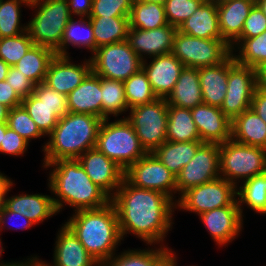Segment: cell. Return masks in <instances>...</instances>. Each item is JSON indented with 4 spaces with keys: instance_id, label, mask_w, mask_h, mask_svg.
Listing matches in <instances>:
<instances>
[{
    "instance_id": "1",
    "label": "cell",
    "mask_w": 266,
    "mask_h": 266,
    "mask_svg": "<svg viewBox=\"0 0 266 266\" xmlns=\"http://www.w3.org/2000/svg\"><path fill=\"white\" fill-rule=\"evenodd\" d=\"M111 202L117 212L123 240L127 234H132L146 245L165 246L163 242L172 229V217L176 211V204L169 196L135 187L124 178Z\"/></svg>"
},
{
    "instance_id": "2",
    "label": "cell",
    "mask_w": 266,
    "mask_h": 266,
    "mask_svg": "<svg viewBox=\"0 0 266 266\" xmlns=\"http://www.w3.org/2000/svg\"><path fill=\"white\" fill-rule=\"evenodd\" d=\"M42 168L51 170L48 187L56 196L53 203L58 214L65 205L78 211L101 208L111 202V197L91 181L77 159L56 160Z\"/></svg>"
},
{
    "instance_id": "3",
    "label": "cell",
    "mask_w": 266,
    "mask_h": 266,
    "mask_svg": "<svg viewBox=\"0 0 266 266\" xmlns=\"http://www.w3.org/2000/svg\"><path fill=\"white\" fill-rule=\"evenodd\" d=\"M73 212L65 225L100 265L116 254L123 239L112 202L101 208Z\"/></svg>"
},
{
    "instance_id": "4",
    "label": "cell",
    "mask_w": 266,
    "mask_h": 266,
    "mask_svg": "<svg viewBox=\"0 0 266 266\" xmlns=\"http://www.w3.org/2000/svg\"><path fill=\"white\" fill-rule=\"evenodd\" d=\"M103 119L96 115L69 112L58 120L42 146L43 164L60 159H78L96 146Z\"/></svg>"
},
{
    "instance_id": "5",
    "label": "cell",
    "mask_w": 266,
    "mask_h": 266,
    "mask_svg": "<svg viewBox=\"0 0 266 266\" xmlns=\"http://www.w3.org/2000/svg\"><path fill=\"white\" fill-rule=\"evenodd\" d=\"M35 14L28 21L27 32L33 44L47 47L61 56V40L67 22L73 17L67 0H38L30 3Z\"/></svg>"
},
{
    "instance_id": "6",
    "label": "cell",
    "mask_w": 266,
    "mask_h": 266,
    "mask_svg": "<svg viewBox=\"0 0 266 266\" xmlns=\"http://www.w3.org/2000/svg\"><path fill=\"white\" fill-rule=\"evenodd\" d=\"M109 119H104L100 125L95 148L125 172L147 152L125 116L122 119L118 117L113 122Z\"/></svg>"
},
{
    "instance_id": "7",
    "label": "cell",
    "mask_w": 266,
    "mask_h": 266,
    "mask_svg": "<svg viewBox=\"0 0 266 266\" xmlns=\"http://www.w3.org/2000/svg\"><path fill=\"white\" fill-rule=\"evenodd\" d=\"M220 177L235 187L253 176L266 170V149L253 147L233 141L232 139L219 144Z\"/></svg>"
},
{
    "instance_id": "8",
    "label": "cell",
    "mask_w": 266,
    "mask_h": 266,
    "mask_svg": "<svg viewBox=\"0 0 266 266\" xmlns=\"http://www.w3.org/2000/svg\"><path fill=\"white\" fill-rule=\"evenodd\" d=\"M125 117L132 125L147 153L167 141L168 103L163 98L129 109Z\"/></svg>"
},
{
    "instance_id": "9",
    "label": "cell",
    "mask_w": 266,
    "mask_h": 266,
    "mask_svg": "<svg viewBox=\"0 0 266 266\" xmlns=\"http://www.w3.org/2000/svg\"><path fill=\"white\" fill-rule=\"evenodd\" d=\"M171 53L184 67L200 68L222 63L232 50L222 39H202L177 30Z\"/></svg>"
},
{
    "instance_id": "10",
    "label": "cell",
    "mask_w": 266,
    "mask_h": 266,
    "mask_svg": "<svg viewBox=\"0 0 266 266\" xmlns=\"http://www.w3.org/2000/svg\"><path fill=\"white\" fill-rule=\"evenodd\" d=\"M90 60L94 74L122 82L138 72L143 62L127 41L98 47Z\"/></svg>"
},
{
    "instance_id": "11",
    "label": "cell",
    "mask_w": 266,
    "mask_h": 266,
    "mask_svg": "<svg viewBox=\"0 0 266 266\" xmlns=\"http://www.w3.org/2000/svg\"><path fill=\"white\" fill-rule=\"evenodd\" d=\"M258 85L259 71L238 64L231 54L228 57L227 91L221 111L232 121L251 108L253 94Z\"/></svg>"
},
{
    "instance_id": "12",
    "label": "cell",
    "mask_w": 266,
    "mask_h": 266,
    "mask_svg": "<svg viewBox=\"0 0 266 266\" xmlns=\"http://www.w3.org/2000/svg\"><path fill=\"white\" fill-rule=\"evenodd\" d=\"M21 105L46 137L58 120L69 113L67 96L56 92L44 82L35 85L33 93L23 98Z\"/></svg>"
},
{
    "instance_id": "13",
    "label": "cell",
    "mask_w": 266,
    "mask_h": 266,
    "mask_svg": "<svg viewBox=\"0 0 266 266\" xmlns=\"http://www.w3.org/2000/svg\"><path fill=\"white\" fill-rule=\"evenodd\" d=\"M235 199L236 187L219 176L212 181L187 189L175 204L176 209L193 212L199 216L204 212L229 206Z\"/></svg>"
},
{
    "instance_id": "14",
    "label": "cell",
    "mask_w": 266,
    "mask_h": 266,
    "mask_svg": "<svg viewBox=\"0 0 266 266\" xmlns=\"http://www.w3.org/2000/svg\"><path fill=\"white\" fill-rule=\"evenodd\" d=\"M124 178L133 186L156 190L169 196L175 203L177 194L176 177L156 158L147 153L133 163L125 172ZM175 195V196H174Z\"/></svg>"
},
{
    "instance_id": "15",
    "label": "cell",
    "mask_w": 266,
    "mask_h": 266,
    "mask_svg": "<svg viewBox=\"0 0 266 266\" xmlns=\"http://www.w3.org/2000/svg\"><path fill=\"white\" fill-rule=\"evenodd\" d=\"M219 144L203 143L192 160L176 176L177 194L187 189L212 181L220 176Z\"/></svg>"
},
{
    "instance_id": "16",
    "label": "cell",
    "mask_w": 266,
    "mask_h": 266,
    "mask_svg": "<svg viewBox=\"0 0 266 266\" xmlns=\"http://www.w3.org/2000/svg\"><path fill=\"white\" fill-rule=\"evenodd\" d=\"M199 218L219 247L227 246L237 239L244 224L237 198L229 206L204 212Z\"/></svg>"
},
{
    "instance_id": "17",
    "label": "cell",
    "mask_w": 266,
    "mask_h": 266,
    "mask_svg": "<svg viewBox=\"0 0 266 266\" xmlns=\"http://www.w3.org/2000/svg\"><path fill=\"white\" fill-rule=\"evenodd\" d=\"M177 30L178 28L170 24L151 30L129 28L126 41L134 52L145 60L171 53Z\"/></svg>"
},
{
    "instance_id": "18",
    "label": "cell",
    "mask_w": 266,
    "mask_h": 266,
    "mask_svg": "<svg viewBox=\"0 0 266 266\" xmlns=\"http://www.w3.org/2000/svg\"><path fill=\"white\" fill-rule=\"evenodd\" d=\"M93 183L112 197L124 179V170L96 148L77 159Z\"/></svg>"
},
{
    "instance_id": "19",
    "label": "cell",
    "mask_w": 266,
    "mask_h": 266,
    "mask_svg": "<svg viewBox=\"0 0 266 266\" xmlns=\"http://www.w3.org/2000/svg\"><path fill=\"white\" fill-rule=\"evenodd\" d=\"M70 60V56L55 55L49 64L44 80L47 86L66 96L77 88L92 71L90 58L85 59L81 64H75Z\"/></svg>"
},
{
    "instance_id": "20",
    "label": "cell",
    "mask_w": 266,
    "mask_h": 266,
    "mask_svg": "<svg viewBox=\"0 0 266 266\" xmlns=\"http://www.w3.org/2000/svg\"><path fill=\"white\" fill-rule=\"evenodd\" d=\"M190 111L201 142L222 144L231 139L232 121L219 107L202 103Z\"/></svg>"
},
{
    "instance_id": "21",
    "label": "cell",
    "mask_w": 266,
    "mask_h": 266,
    "mask_svg": "<svg viewBox=\"0 0 266 266\" xmlns=\"http://www.w3.org/2000/svg\"><path fill=\"white\" fill-rule=\"evenodd\" d=\"M143 60L142 68L157 98L166 99L173 90L179 75L184 68L183 63L172 53Z\"/></svg>"
},
{
    "instance_id": "22",
    "label": "cell",
    "mask_w": 266,
    "mask_h": 266,
    "mask_svg": "<svg viewBox=\"0 0 266 266\" xmlns=\"http://www.w3.org/2000/svg\"><path fill=\"white\" fill-rule=\"evenodd\" d=\"M57 233L53 253V264L42 262L46 266H101L81 244L74 233L62 223Z\"/></svg>"
},
{
    "instance_id": "23",
    "label": "cell",
    "mask_w": 266,
    "mask_h": 266,
    "mask_svg": "<svg viewBox=\"0 0 266 266\" xmlns=\"http://www.w3.org/2000/svg\"><path fill=\"white\" fill-rule=\"evenodd\" d=\"M216 2L222 40L231 46L241 36L245 19L254 4L247 0H216Z\"/></svg>"
},
{
    "instance_id": "24",
    "label": "cell",
    "mask_w": 266,
    "mask_h": 266,
    "mask_svg": "<svg viewBox=\"0 0 266 266\" xmlns=\"http://www.w3.org/2000/svg\"><path fill=\"white\" fill-rule=\"evenodd\" d=\"M67 102L69 112L102 118L101 77L91 71L82 83L67 95Z\"/></svg>"
},
{
    "instance_id": "25",
    "label": "cell",
    "mask_w": 266,
    "mask_h": 266,
    "mask_svg": "<svg viewBox=\"0 0 266 266\" xmlns=\"http://www.w3.org/2000/svg\"><path fill=\"white\" fill-rule=\"evenodd\" d=\"M5 207L9 211L17 212L27 217L35 225L43 223L47 218L57 214L53 197L43 194H18L6 196Z\"/></svg>"
},
{
    "instance_id": "26",
    "label": "cell",
    "mask_w": 266,
    "mask_h": 266,
    "mask_svg": "<svg viewBox=\"0 0 266 266\" xmlns=\"http://www.w3.org/2000/svg\"><path fill=\"white\" fill-rule=\"evenodd\" d=\"M178 31L202 39H222L216 0H206L180 25Z\"/></svg>"
},
{
    "instance_id": "27",
    "label": "cell",
    "mask_w": 266,
    "mask_h": 266,
    "mask_svg": "<svg viewBox=\"0 0 266 266\" xmlns=\"http://www.w3.org/2000/svg\"><path fill=\"white\" fill-rule=\"evenodd\" d=\"M168 106L192 109L203 103L198 68L184 67L168 97Z\"/></svg>"
},
{
    "instance_id": "28",
    "label": "cell",
    "mask_w": 266,
    "mask_h": 266,
    "mask_svg": "<svg viewBox=\"0 0 266 266\" xmlns=\"http://www.w3.org/2000/svg\"><path fill=\"white\" fill-rule=\"evenodd\" d=\"M203 103L221 108L227 91L228 58L215 66L198 68Z\"/></svg>"
},
{
    "instance_id": "29",
    "label": "cell",
    "mask_w": 266,
    "mask_h": 266,
    "mask_svg": "<svg viewBox=\"0 0 266 266\" xmlns=\"http://www.w3.org/2000/svg\"><path fill=\"white\" fill-rule=\"evenodd\" d=\"M231 139L240 144L266 149V123L249 108L232 120Z\"/></svg>"
},
{
    "instance_id": "30",
    "label": "cell",
    "mask_w": 266,
    "mask_h": 266,
    "mask_svg": "<svg viewBox=\"0 0 266 266\" xmlns=\"http://www.w3.org/2000/svg\"><path fill=\"white\" fill-rule=\"evenodd\" d=\"M203 142H173L161 144L153 154L176 177L195 156Z\"/></svg>"
},
{
    "instance_id": "31",
    "label": "cell",
    "mask_w": 266,
    "mask_h": 266,
    "mask_svg": "<svg viewBox=\"0 0 266 266\" xmlns=\"http://www.w3.org/2000/svg\"><path fill=\"white\" fill-rule=\"evenodd\" d=\"M72 17L64 29L61 40V56H71L67 49L71 46L87 49L91 55L96 50V42L89 17Z\"/></svg>"
},
{
    "instance_id": "32",
    "label": "cell",
    "mask_w": 266,
    "mask_h": 266,
    "mask_svg": "<svg viewBox=\"0 0 266 266\" xmlns=\"http://www.w3.org/2000/svg\"><path fill=\"white\" fill-rule=\"evenodd\" d=\"M236 198L242 217L244 205L260 215H266V170L240 183L236 187Z\"/></svg>"
},
{
    "instance_id": "33",
    "label": "cell",
    "mask_w": 266,
    "mask_h": 266,
    "mask_svg": "<svg viewBox=\"0 0 266 266\" xmlns=\"http://www.w3.org/2000/svg\"><path fill=\"white\" fill-rule=\"evenodd\" d=\"M55 55L53 50L33 44L14 67L37 85L44 82L49 64Z\"/></svg>"
},
{
    "instance_id": "34",
    "label": "cell",
    "mask_w": 266,
    "mask_h": 266,
    "mask_svg": "<svg viewBox=\"0 0 266 266\" xmlns=\"http://www.w3.org/2000/svg\"><path fill=\"white\" fill-rule=\"evenodd\" d=\"M230 47L238 64L258 71L266 65V30L253 38H238Z\"/></svg>"
},
{
    "instance_id": "35",
    "label": "cell",
    "mask_w": 266,
    "mask_h": 266,
    "mask_svg": "<svg viewBox=\"0 0 266 266\" xmlns=\"http://www.w3.org/2000/svg\"><path fill=\"white\" fill-rule=\"evenodd\" d=\"M167 141L201 142L190 109L168 106Z\"/></svg>"
},
{
    "instance_id": "36",
    "label": "cell",
    "mask_w": 266,
    "mask_h": 266,
    "mask_svg": "<svg viewBox=\"0 0 266 266\" xmlns=\"http://www.w3.org/2000/svg\"><path fill=\"white\" fill-rule=\"evenodd\" d=\"M96 42V49L102 45L127 40L129 17L89 16Z\"/></svg>"
},
{
    "instance_id": "37",
    "label": "cell",
    "mask_w": 266,
    "mask_h": 266,
    "mask_svg": "<svg viewBox=\"0 0 266 266\" xmlns=\"http://www.w3.org/2000/svg\"><path fill=\"white\" fill-rule=\"evenodd\" d=\"M167 24L164 5L133 1L129 15V28L151 30Z\"/></svg>"
},
{
    "instance_id": "38",
    "label": "cell",
    "mask_w": 266,
    "mask_h": 266,
    "mask_svg": "<svg viewBox=\"0 0 266 266\" xmlns=\"http://www.w3.org/2000/svg\"><path fill=\"white\" fill-rule=\"evenodd\" d=\"M101 93L103 120L111 115L120 116L129 110L122 81L101 77Z\"/></svg>"
},
{
    "instance_id": "39",
    "label": "cell",
    "mask_w": 266,
    "mask_h": 266,
    "mask_svg": "<svg viewBox=\"0 0 266 266\" xmlns=\"http://www.w3.org/2000/svg\"><path fill=\"white\" fill-rule=\"evenodd\" d=\"M148 248V249H147ZM146 249H129L114 254L101 266H154V264L170 249L167 246L147 247Z\"/></svg>"
},
{
    "instance_id": "40",
    "label": "cell",
    "mask_w": 266,
    "mask_h": 266,
    "mask_svg": "<svg viewBox=\"0 0 266 266\" xmlns=\"http://www.w3.org/2000/svg\"><path fill=\"white\" fill-rule=\"evenodd\" d=\"M29 7L27 0L0 1V38L13 37L27 31V24L21 23V7Z\"/></svg>"
},
{
    "instance_id": "41",
    "label": "cell",
    "mask_w": 266,
    "mask_h": 266,
    "mask_svg": "<svg viewBox=\"0 0 266 266\" xmlns=\"http://www.w3.org/2000/svg\"><path fill=\"white\" fill-rule=\"evenodd\" d=\"M124 90L128 108L147 104L157 99L153 92L146 72L141 68L124 82Z\"/></svg>"
},
{
    "instance_id": "42",
    "label": "cell",
    "mask_w": 266,
    "mask_h": 266,
    "mask_svg": "<svg viewBox=\"0 0 266 266\" xmlns=\"http://www.w3.org/2000/svg\"><path fill=\"white\" fill-rule=\"evenodd\" d=\"M7 124L10 129L23 137L28 143L32 139L36 140L45 136L22 105L9 109Z\"/></svg>"
},
{
    "instance_id": "43",
    "label": "cell",
    "mask_w": 266,
    "mask_h": 266,
    "mask_svg": "<svg viewBox=\"0 0 266 266\" xmlns=\"http://www.w3.org/2000/svg\"><path fill=\"white\" fill-rule=\"evenodd\" d=\"M33 45L27 31L13 36L0 38V59L9 66H14Z\"/></svg>"
},
{
    "instance_id": "44",
    "label": "cell",
    "mask_w": 266,
    "mask_h": 266,
    "mask_svg": "<svg viewBox=\"0 0 266 266\" xmlns=\"http://www.w3.org/2000/svg\"><path fill=\"white\" fill-rule=\"evenodd\" d=\"M206 0H166L165 16L168 24L179 28Z\"/></svg>"
},
{
    "instance_id": "45",
    "label": "cell",
    "mask_w": 266,
    "mask_h": 266,
    "mask_svg": "<svg viewBox=\"0 0 266 266\" xmlns=\"http://www.w3.org/2000/svg\"><path fill=\"white\" fill-rule=\"evenodd\" d=\"M133 0H93L90 16L129 17Z\"/></svg>"
},
{
    "instance_id": "46",
    "label": "cell",
    "mask_w": 266,
    "mask_h": 266,
    "mask_svg": "<svg viewBox=\"0 0 266 266\" xmlns=\"http://www.w3.org/2000/svg\"><path fill=\"white\" fill-rule=\"evenodd\" d=\"M266 30V16L258 5H254L245 19L239 38H253Z\"/></svg>"
},
{
    "instance_id": "47",
    "label": "cell",
    "mask_w": 266,
    "mask_h": 266,
    "mask_svg": "<svg viewBox=\"0 0 266 266\" xmlns=\"http://www.w3.org/2000/svg\"><path fill=\"white\" fill-rule=\"evenodd\" d=\"M29 147V143L9 127L0 145V153L9 156H23Z\"/></svg>"
},
{
    "instance_id": "48",
    "label": "cell",
    "mask_w": 266,
    "mask_h": 266,
    "mask_svg": "<svg viewBox=\"0 0 266 266\" xmlns=\"http://www.w3.org/2000/svg\"><path fill=\"white\" fill-rule=\"evenodd\" d=\"M6 81L22 99L32 94L35 88V84L14 66H10Z\"/></svg>"
},
{
    "instance_id": "49",
    "label": "cell",
    "mask_w": 266,
    "mask_h": 266,
    "mask_svg": "<svg viewBox=\"0 0 266 266\" xmlns=\"http://www.w3.org/2000/svg\"><path fill=\"white\" fill-rule=\"evenodd\" d=\"M14 218V219H12ZM19 220V221H22V224H19V225H13V224H10L11 227H12V230H27L31 227H33V225H35L33 222H31L27 217L23 216L22 214H19L17 212H13V211H9L6 207L5 209L3 210V212L0 214V232H2V230H5L6 228L7 229H10L11 228L7 227L8 225L6 224H9L10 223V220ZM17 220V222H18ZM16 222V221H15ZM12 223V222H11ZM14 223V222H13ZM9 225V226H10ZM18 226V227H17ZM6 227V228H5ZM13 227H16L15 229Z\"/></svg>"
},
{
    "instance_id": "50",
    "label": "cell",
    "mask_w": 266,
    "mask_h": 266,
    "mask_svg": "<svg viewBox=\"0 0 266 266\" xmlns=\"http://www.w3.org/2000/svg\"><path fill=\"white\" fill-rule=\"evenodd\" d=\"M22 98L16 93L13 87L6 81H0V103L9 109L20 106Z\"/></svg>"
},
{
    "instance_id": "51",
    "label": "cell",
    "mask_w": 266,
    "mask_h": 266,
    "mask_svg": "<svg viewBox=\"0 0 266 266\" xmlns=\"http://www.w3.org/2000/svg\"><path fill=\"white\" fill-rule=\"evenodd\" d=\"M251 109L266 123V87L260 84L256 87L251 102Z\"/></svg>"
},
{
    "instance_id": "52",
    "label": "cell",
    "mask_w": 266,
    "mask_h": 266,
    "mask_svg": "<svg viewBox=\"0 0 266 266\" xmlns=\"http://www.w3.org/2000/svg\"><path fill=\"white\" fill-rule=\"evenodd\" d=\"M71 15L74 17H89L93 0H67Z\"/></svg>"
},
{
    "instance_id": "53",
    "label": "cell",
    "mask_w": 266,
    "mask_h": 266,
    "mask_svg": "<svg viewBox=\"0 0 266 266\" xmlns=\"http://www.w3.org/2000/svg\"><path fill=\"white\" fill-rule=\"evenodd\" d=\"M12 181L13 180L7 177V175L6 176L3 175L0 178V214L5 209L6 196L9 193V191L11 192L12 186L14 184V182Z\"/></svg>"
},
{
    "instance_id": "54",
    "label": "cell",
    "mask_w": 266,
    "mask_h": 266,
    "mask_svg": "<svg viewBox=\"0 0 266 266\" xmlns=\"http://www.w3.org/2000/svg\"><path fill=\"white\" fill-rule=\"evenodd\" d=\"M154 266H172V248L169 249Z\"/></svg>"
},
{
    "instance_id": "55",
    "label": "cell",
    "mask_w": 266,
    "mask_h": 266,
    "mask_svg": "<svg viewBox=\"0 0 266 266\" xmlns=\"http://www.w3.org/2000/svg\"><path fill=\"white\" fill-rule=\"evenodd\" d=\"M10 66L0 59V81L6 80Z\"/></svg>"
},
{
    "instance_id": "56",
    "label": "cell",
    "mask_w": 266,
    "mask_h": 266,
    "mask_svg": "<svg viewBox=\"0 0 266 266\" xmlns=\"http://www.w3.org/2000/svg\"><path fill=\"white\" fill-rule=\"evenodd\" d=\"M9 266H34V256H31L27 258L25 261H14L11 265Z\"/></svg>"
},
{
    "instance_id": "57",
    "label": "cell",
    "mask_w": 266,
    "mask_h": 266,
    "mask_svg": "<svg viewBox=\"0 0 266 266\" xmlns=\"http://www.w3.org/2000/svg\"><path fill=\"white\" fill-rule=\"evenodd\" d=\"M9 108L0 103V123H7Z\"/></svg>"
},
{
    "instance_id": "58",
    "label": "cell",
    "mask_w": 266,
    "mask_h": 266,
    "mask_svg": "<svg viewBox=\"0 0 266 266\" xmlns=\"http://www.w3.org/2000/svg\"><path fill=\"white\" fill-rule=\"evenodd\" d=\"M259 84L266 87V65L259 70Z\"/></svg>"
},
{
    "instance_id": "59",
    "label": "cell",
    "mask_w": 266,
    "mask_h": 266,
    "mask_svg": "<svg viewBox=\"0 0 266 266\" xmlns=\"http://www.w3.org/2000/svg\"><path fill=\"white\" fill-rule=\"evenodd\" d=\"M4 252V248H3V244H2V240H1V238H0V258L2 257V253ZM0 261H1V259H0ZM14 262V260L13 261H11V262H4V260L3 261H1L0 262V266H9V265H11L12 263Z\"/></svg>"
},
{
    "instance_id": "60",
    "label": "cell",
    "mask_w": 266,
    "mask_h": 266,
    "mask_svg": "<svg viewBox=\"0 0 266 266\" xmlns=\"http://www.w3.org/2000/svg\"><path fill=\"white\" fill-rule=\"evenodd\" d=\"M7 128H8L7 123H0V145L3 139V135H5Z\"/></svg>"
},
{
    "instance_id": "61",
    "label": "cell",
    "mask_w": 266,
    "mask_h": 266,
    "mask_svg": "<svg viewBox=\"0 0 266 266\" xmlns=\"http://www.w3.org/2000/svg\"><path fill=\"white\" fill-rule=\"evenodd\" d=\"M133 1L158 3L161 5H165V3H166V0H133Z\"/></svg>"
},
{
    "instance_id": "62",
    "label": "cell",
    "mask_w": 266,
    "mask_h": 266,
    "mask_svg": "<svg viewBox=\"0 0 266 266\" xmlns=\"http://www.w3.org/2000/svg\"><path fill=\"white\" fill-rule=\"evenodd\" d=\"M38 257L37 255L34 256V266H46Z\"/></svg>"
},
{
    "instance_id": "63",
    "label": "cell",
    "mask_w": 266,
    "mask_h": 266,
    "mask_svg": "<svg viewBox=\"0 0 266 266\" xmlns=\"http://www.w3.org/2000/svg\"><path fill=\"white\" fill-rule=\"evenodd\" d=\"M261 10L263 11L264 15L266 16V0H262L257 4Z\"/></svg>"
},
{
    "instance_id": "64",
    "label": "cell",
    "mask_w": 266,
    "mask_h": 266,
    "mask_svg": "<svg viewBox=\"0 0 266 266\" xmlns=\"http://www.w3.org/2000/svg\"><path fill=\"white\" fill-rule=\"evenodd\" d=\"M176 253H175V251H172V266H178V264H177V255H175ZM190 266H192V265H190Z\"/></svg>"
},
{
    "instance_id": "65",
    "label": "cell",
    "mask_w": 266,
    "mask_h": 266,
    "mask_svg": "<svg viewBox=\"0 0 266 266\" xmlns=\"http://www.w3.org/2000/svg\"><path fill=\"white\" fill-rule=\"evenodd\" d=\"M251 3H253L254 5H257L259 2H261L262 0H247Z\"/></svg>"
},
{
    "instance_id": "66",
    "label": "cell",
    "mask_w": 266,
    "mask_h": 266,
    "mask_svg": "<svg viewBox=\"0 0 266 266\" xmlns=\"http://www.w3.org/2000/svg\"><path fill=\"white\" fill-rule=\"evenodd\" d=\"M29 3H32V2H35V1H38V0H27Z\"/></svg>"
}]
</instances>
